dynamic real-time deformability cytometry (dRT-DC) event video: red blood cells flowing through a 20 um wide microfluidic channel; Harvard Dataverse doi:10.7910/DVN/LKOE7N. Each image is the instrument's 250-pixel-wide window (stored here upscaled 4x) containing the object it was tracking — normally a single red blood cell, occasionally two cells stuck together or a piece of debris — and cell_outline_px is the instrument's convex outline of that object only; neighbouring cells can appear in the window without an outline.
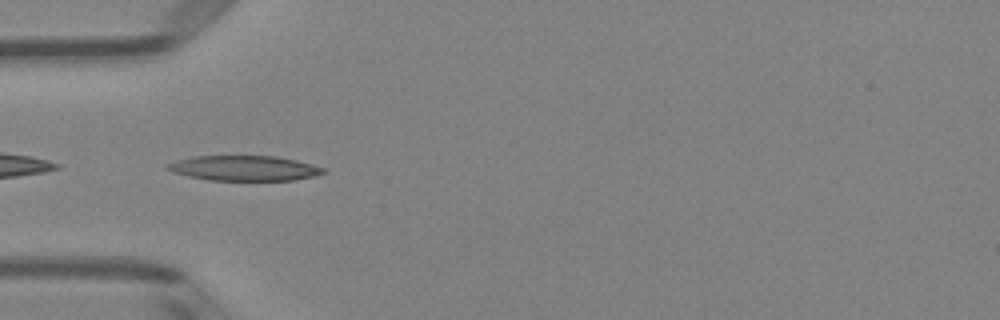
{"species": "Egyptian fruit bat (a non-hibernating species)", "species_latin": "Rousettus aegyptiacus", "temperature_condition": "room temperature", "stored_images_in_passage": 36, "camera_frame_rate_fps": 3000, "um_per_image_px": 0.085, "animal": {"sex": "female"}, "frame": {"image": 1, "passage_image": 1, "time_ms": 0.0, "image_size_px": [1000, 320], "cell_outline_px": [[328, 172], [316, 176], [296, 180], [208, 180], [188, 176], [172, 172], [164, 168], [164, 164], [176, 160], [196, 156], [276, 156], [296, 160], [312, 164], [324, 168]], "centroid_in_image_um": [20.75, 14.29], "position_along_channel_um": 64.2, "area_um2": 23.0}}
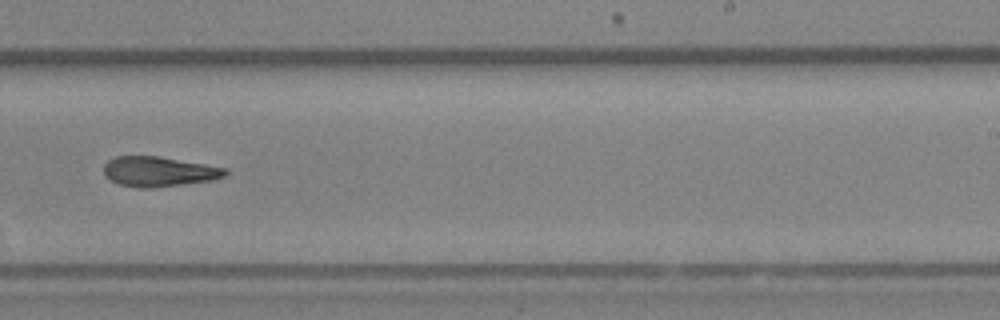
{"frame": {"image": 2, "passage_image": 17, "time_ms": 5.333, "image_size_px": [1000, 320], "cell_outline_px": [[228, 176], [212, 180], [152, 188], [136, 188], [120, 184], [104, 176], [104, 164], [108, 160], [116, 156], [160, 156], [228, 168]], "centroid_in_image_um": [13.53, 14.58], "position_along_channel_um": 275.5, "area_um2": 21.39}}
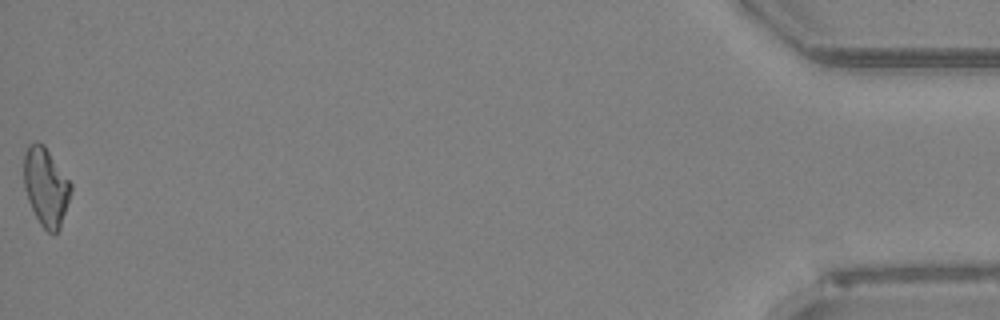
{"frame": {"image": 3, "passage_image": 36, "time_ms": 11.667, "image_size_px": [1000, 320], "cell_outline_px": [[72, 192], [60, 228], [56, 236], [52, 236], [40, 224], [28, 200], [24, 188], [24, 152], [28, 144], [36, 140], [44, 144], [72, 184]], "centroid_in_image_um": [3.91, 15.88], "position_along_channel_um": 431.3, "area_um2": 21.79}}